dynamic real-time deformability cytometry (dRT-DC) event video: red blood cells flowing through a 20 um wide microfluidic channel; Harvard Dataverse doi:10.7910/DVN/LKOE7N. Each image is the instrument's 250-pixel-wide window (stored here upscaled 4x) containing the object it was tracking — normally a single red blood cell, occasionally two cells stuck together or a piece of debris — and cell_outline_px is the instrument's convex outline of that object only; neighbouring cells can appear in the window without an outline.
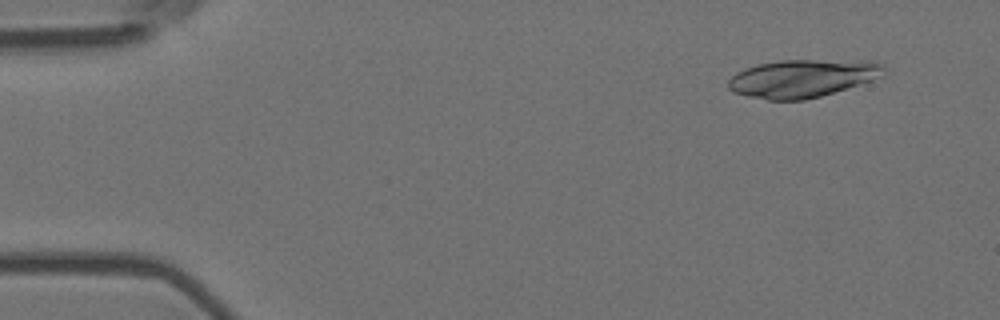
{"species": "Egyptian fruit bat (a non-hibernating species)", "species_latin": "Rousettus aegyptiacus", "temperature_condition": "room temperature", "stored_images_in_passage": 4, "camera_frame_rate_fps": 3000, "um_per_image_px": 0.085, "animal": {"sex": "female"}, "frame": {"image": 1, "passage_image": 1, "time_ms": 0.0, "image_size_px": [1000, 320], "cell_outline_px": [[888, 68], [884, 76], [872, 80], [820, 96], [804, 100], [768, 100], [748, 96], [732, 92], [728, 88], [728, 80], [736, 72], [744, 68], [756, 64], [780, 60], [868, 60], [884, 64]], "centroid_in_image_um": [68.23, 6.64], "position_along_channel_um": 16.8, "area_um2": 34.74}}